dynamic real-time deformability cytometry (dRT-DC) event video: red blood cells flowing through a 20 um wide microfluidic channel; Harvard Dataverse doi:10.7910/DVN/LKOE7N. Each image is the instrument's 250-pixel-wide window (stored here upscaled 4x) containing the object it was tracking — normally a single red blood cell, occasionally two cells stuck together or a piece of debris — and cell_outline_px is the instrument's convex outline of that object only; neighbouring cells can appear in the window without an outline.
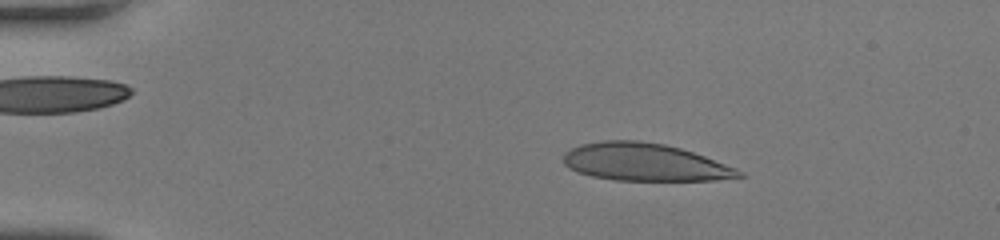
{"species": "human", "species_latin": "Homo sapiens", "temperature_condition": "room temperature", "stored_images_in_passage": 45, "camera_frame_rate_fps": 3000, "um_per_image_px": 0.085, "donor": {"sex": "female"}, "frame": {"image": 1, "passage_image": 3, "time_ms": 0.667, "image_size_px": [1000, 240], "cell_outline_px": [[748, 176], [716, 180], [616, 180], [592, 176], [568, 168], [564, 164], [564, 152], [580, 144], [604, 140], [640, 140], [664, 144], [680, 148], [704, 156], [736, 168], [744, 172]], "centroid_in_image_um": [54.81, 13.78], "position_along_channel_um": 30.2, "area_um2": 38.38}}
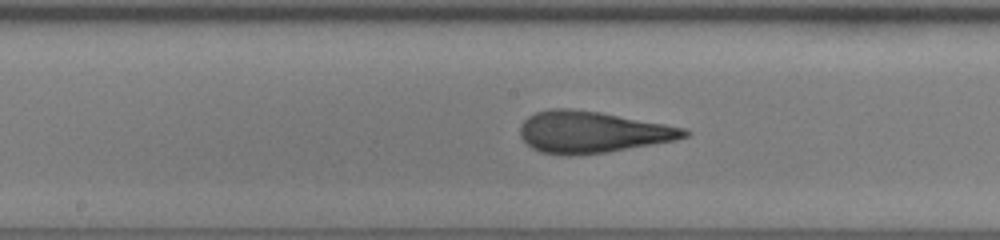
{"frame": {"image": 2, "passage_image": 21, "time_ms": 6.667, "image_size_px": [1000, 240], "cell_outline_px": [[692, 132], [688, 136], [676, 140], [608, 152], [568, 156], [540, 152], [532, 148], [520, 136], [520, 124], [528, 116], [536, 112], [552, 108], [568, 108], [600, 112], [664, 124], [684, 128]], "centroid_in_image_um": [50.32, 11.23], "position_along_channel_um": 197.9, "area_um2": 39.77}}
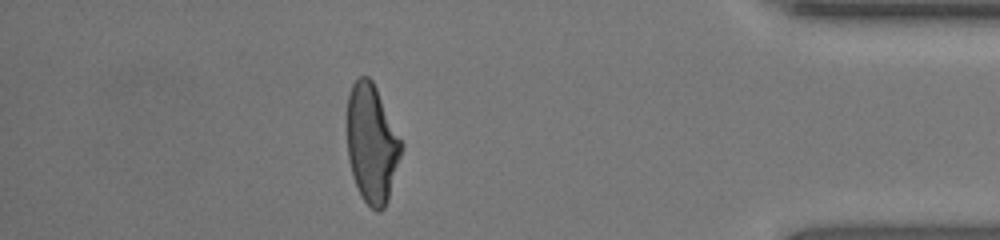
{"frame": {"image": 3, "passage_image": 39, "time_ms": 12.667, "image_size_px": [1000, 240], "cell_outline_px": [[404, 148], [388, 200], [384, 208], [380, 212], [376, 212], [360, 196], [352, 176], [348, 156], [348, 96], [352, 84], [360, 76], [368, 76], [372, 80], [404, 144]], "centroid_in_image_um": [31.63, 12.24], "position_along_channel_um": 403.6, "area_um2": 37.57}, "authors_computed_cell_mechanics": {"area_um2": 38.7838, "velocity_mm_per_s": 4.0403, "shape_relaxation_time_tau1_ms": 9.4651, "shape_relaxation_time_tau2_ms": 1.0228, "deformation_change_tau1": 0.3341, "deformation_change_tau2": 0.0877}}